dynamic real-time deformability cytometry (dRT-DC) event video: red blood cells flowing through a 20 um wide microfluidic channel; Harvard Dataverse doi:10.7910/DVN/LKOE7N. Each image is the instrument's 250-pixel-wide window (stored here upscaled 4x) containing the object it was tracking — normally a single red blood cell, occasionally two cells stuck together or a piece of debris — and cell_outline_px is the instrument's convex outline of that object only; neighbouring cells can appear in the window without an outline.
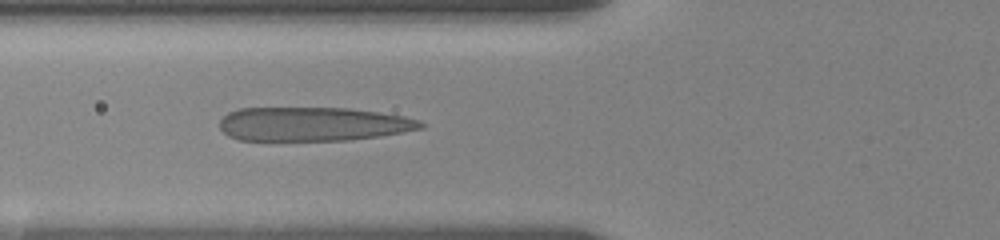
{"species": "human", "species_latin": "Homo sapiens", "temperature_condition": "room temperature", "stored_images_in_passage": 37, "camera_frame_rate_fps": 3000, "um_per_image_px": 0.085, "donor": {"sex": "female"}, "frame": {"image": 1, "passage_image": 9, "time_ms": 6.667, "image_size_px": [1000, 240], "cell_outline_px": [[424, 128], [380, 136], [348, 140], [240, 140], [228, 136], [220, 128], [220, 120], [228, 112], [240, 108], [348, 108], [380, 112], [404, 116], [420, 120], [424, 124]], "centroid_in_image_um": [26.62, 10.54], "position_along_channel_um": 99.2, "area_um2": 39.82}}
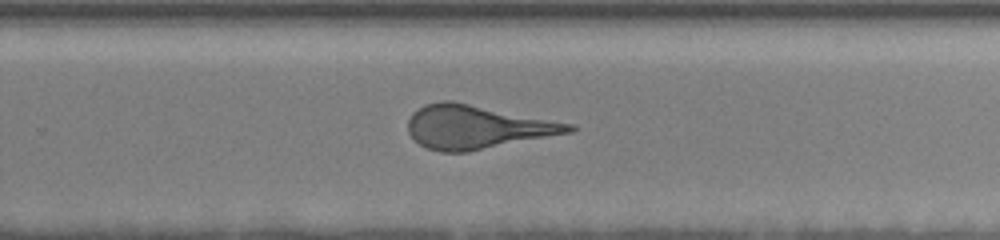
{"frame": {"image": 2, "passage_image": 19, "time_ms": 12.0, "image_size_px": [1000, 240], "cell_outline_px": [[576, 128], [572, 132], [468, 152], [440, 152], [428, 148], [420, 144], [408, 132], [408, 120], [412, 112], [424, 104], [440, 100], [452, 100], [572, 124]], "centroid_in_image_um": [40.49, 10.79], "position_along_channel_um": 289.3, "area_um2": 40.69}}
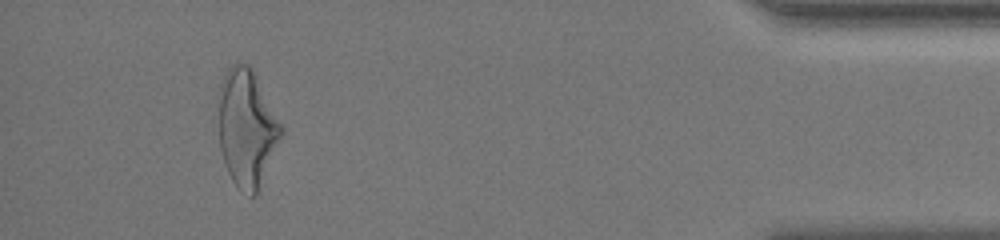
{"frame": {"image": 3, "passage_image": 33, "time_ms": 17.0, "image_size_px": [1000, 240], "cell_outline_px": [[284, 132], [256, 196], [252, 196], [240, 192], [232, 180], [224, 164], [220, 148], [216, 96], [220, 84], [228, 68], [232, 64], [248, 64], [252, 68], [284, 128]], "centroid_in_image_um": [20.95, 10.89], "position_along_channel_um": 414.2, "area_um2": 43.52}}